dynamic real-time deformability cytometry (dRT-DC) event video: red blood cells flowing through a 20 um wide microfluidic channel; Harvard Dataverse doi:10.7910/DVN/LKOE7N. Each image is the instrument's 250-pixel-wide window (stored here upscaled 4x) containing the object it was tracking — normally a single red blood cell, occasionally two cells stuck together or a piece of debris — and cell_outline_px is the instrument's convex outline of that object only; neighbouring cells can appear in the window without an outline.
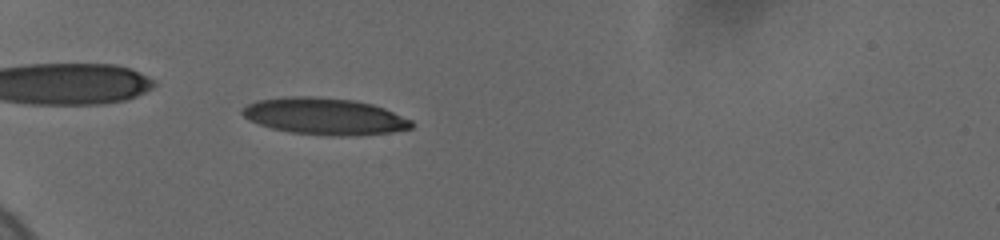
{"species": "human", "species_latin": "Homo sapiens", "temperature_condition": "cold", "stored_images_in_passage": 33, "camera_frame_rate_fps": 3000, "um_per_image_px": 0.085, "donor": {"sex": "female"}, "frame": {"image": 1, "passage_image": 4, "time_ms": 1.0, "image_size_px": [1000, 240], "cell_outline_px": [[416, 124], [412, 128], [392, 132], [356, 136], [336, 136], [288, 132], [272, 128], [260, 124], [244, 116], [240, 112], [240, 108], [256, 100], [288, 96], [312, 96], [356, 100], [372, 104], [384, 108], [412, 120]], "centroid_in_image_um": [27.61, 9.88], "position_along_channel_um": 57.4, "area_um2": 36.47}}
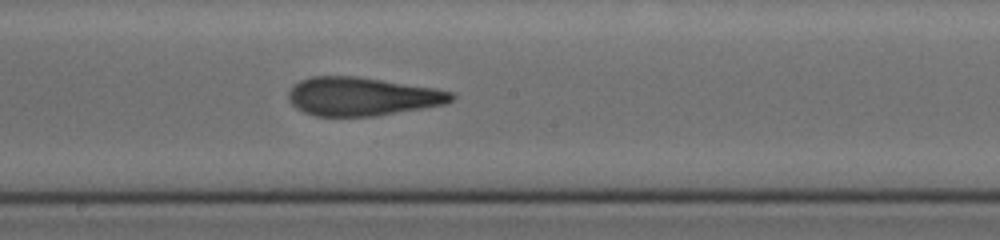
{"frame": {"image": 2, "passage_image": 19, "time_ms": 6.0, "image_size_px": [1000, 240], "cell_outline_px": [[456, 96], [452, 100], [444, 104], [376, 116], [316, 116], [304, 112], [296, 108], [292, 104], [288, 96], [288, 92], [300, 80], [312, 76], [356, 76], [436, 88], [452, 92]], "centroid_in_image_um": [30.77, 8.2], "position_along_channel_um": 217.4, "area_um2": 36.36}}
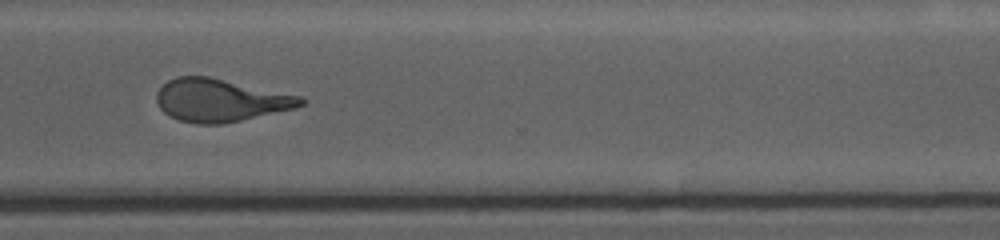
{"frame": {"image": 3, "passage_image": 32, "time_ms": 9.667, "image_size_px": [1000, 240], "cell_outline_px": [[304, 104], [296, 108], [224, 124], [196, 124], [180, 120], [164, 112], [160, 108], [156, 100], [156, 92], [168, 80], [176, 76], [208, 76], [304, 96]], "centroid_in_image_um": [18.75, 8.52], "position_along_channel_um": 351.8, "area_um2": 36.07}}